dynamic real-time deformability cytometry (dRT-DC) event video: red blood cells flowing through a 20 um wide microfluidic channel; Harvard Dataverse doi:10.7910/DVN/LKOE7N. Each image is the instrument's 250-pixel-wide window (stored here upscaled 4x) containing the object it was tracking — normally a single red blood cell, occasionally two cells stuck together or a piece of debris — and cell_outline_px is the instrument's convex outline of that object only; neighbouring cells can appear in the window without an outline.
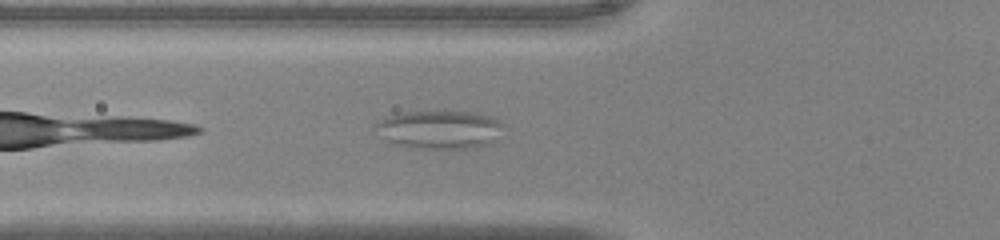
{"species": "common noctule bat (a hibernating species)", "species_latin": "Nyctalus noctula", "temperature_condition": "warm", "stored_images_in_passage": 24, "camera_frame_rate_fps": 3000, "um_per_image_px": 0.085, "animal": {"sex": "male", "body_mass_g": 20.0, "forearm_length_mm": 53.3}, "frame": {"image": 1, "passage_image": 4, "time_ms": 1.0, "image_size_px": [1000, 240], "cell_outline_px": [[504, 124], [496, 140], [492, 144], [472, 148], [408, 148], [392, 144], [384, 140], [376, 124], [384, 116], [400, 112], [480, 112], [492, 116], [500, 120]], "centroid_in_image_um": [37.4, 11.02], "position_along_channel_um": 88.4, "area_um2": 28.9}}
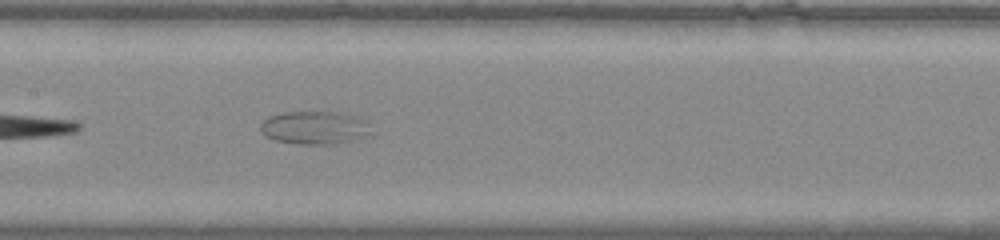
{"frame": {"image": 2, "passage_image": 11, "time_ms": 3.333, "image_size_px": [1000, 240], "cell_outline_px": [[368, 136], [356, 140], [332, 144], [300, 144], [276, 140], [264, 136], [260, 132], [260, 124], [268, 116], [284, 112], [336, 112], [360, 116], [368, 120]], "centroid_in_image_um": [26.74, 10.85], "position_along_channel_um": 180.7, "area_um2": 21.56}}
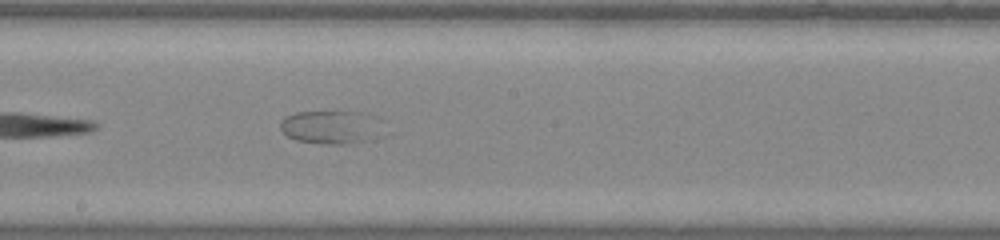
{"frame": {"image": 3, "passage_image": 14, "time_ms": 4.333, "image_size_px": [1000, 240], "cell_outline_px": [[384, 136], [372, 140], [348, 144], [324, 144], [296, 140], [288, 136], [280, 128], [280, 120], [284, 116], [296, 112], [360, 112], [376, 116], [384, 120]], "centroid_in_image_um": [28.28, 10.81], "position_along_channel_um": 219.9, "area_um2": 20.81}}